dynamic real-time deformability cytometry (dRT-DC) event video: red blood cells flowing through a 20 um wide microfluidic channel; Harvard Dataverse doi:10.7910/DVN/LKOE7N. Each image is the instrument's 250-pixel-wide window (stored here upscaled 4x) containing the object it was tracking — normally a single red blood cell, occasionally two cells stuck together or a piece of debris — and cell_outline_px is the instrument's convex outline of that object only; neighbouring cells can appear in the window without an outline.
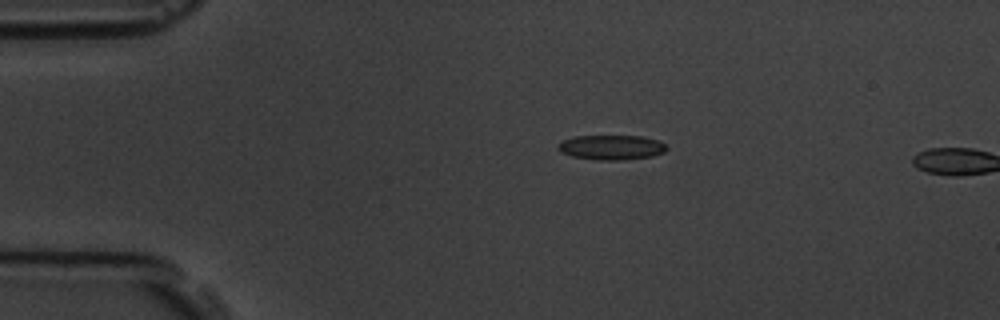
{"species": "common noctule bat (a hibernating species)", "species_latin": "Nyctalus noctula", "temperature_condition": "room temperature", "stored_images_in_passage": 2, "camera_frame_rate_fps": 3000, "um_per_image_px": 0.085, "animal": {"sex": "male", "body_mass_g": 19.5, "forearm_length_mm": 54.6}, "frame": {"image": 1, "passage_image": 1, "time_ms": 0.0, "image_size_px": [1000, 320], "cell_outline_px": [[668, 148], [664, 152], [652, 156], [620, 160], [596, 160], [572, 156], [560, 152], [556, 148], [564, 140], [572, 136], [640, 136], [656, 140], [664, 144]], "centroid_in_image_um": [51.94, 12.53], "position_along_channel_um": 33.1, "area_um2": 15.55}}